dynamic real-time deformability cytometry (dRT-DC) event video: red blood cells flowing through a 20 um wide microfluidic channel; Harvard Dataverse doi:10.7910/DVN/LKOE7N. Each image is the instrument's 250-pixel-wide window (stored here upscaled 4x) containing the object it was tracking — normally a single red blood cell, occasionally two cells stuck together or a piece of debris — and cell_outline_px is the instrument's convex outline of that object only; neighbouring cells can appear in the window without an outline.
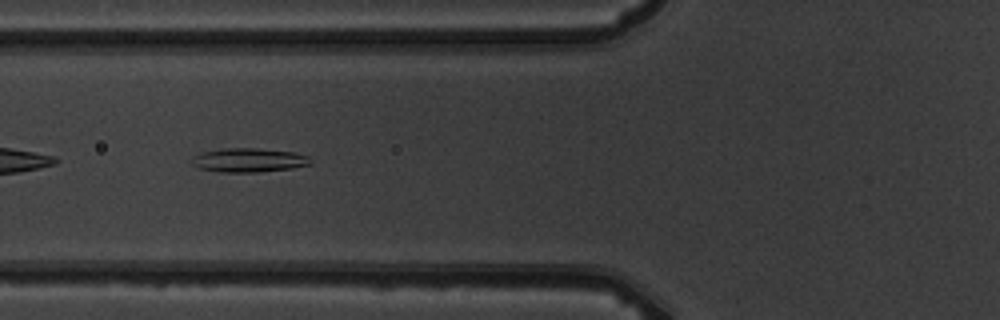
{"species": "common noctule bat (a hibernating species)", "species_latin": "Nyctalus noctula", "temperature_condition": "warm", "stored_images_in_passage": 4, "camera_frame_rate_fps": 3000, "um_per_image_px": 0.085, "animal": {"sex": "male", "body_mass_g": 19.5, "forearm_length_mm": 54.6}, "frame": {"image": 1, "passage_image": 4, "time_ms": 4.333, "image_size_px": [1000, 320], "cell_outline_px": [[312, 164], [292, 168], [260, 172], [220, 172], [196, 168], [188, 160], [192, 156], [200, 152], [224, 148], [256, 148], [292, 152], [308, 156], [312, 160]], "centroid_in_image_um": [21.07, 13.61], "position_along_channel_um": 104.7, "area_um2": 16.88}}